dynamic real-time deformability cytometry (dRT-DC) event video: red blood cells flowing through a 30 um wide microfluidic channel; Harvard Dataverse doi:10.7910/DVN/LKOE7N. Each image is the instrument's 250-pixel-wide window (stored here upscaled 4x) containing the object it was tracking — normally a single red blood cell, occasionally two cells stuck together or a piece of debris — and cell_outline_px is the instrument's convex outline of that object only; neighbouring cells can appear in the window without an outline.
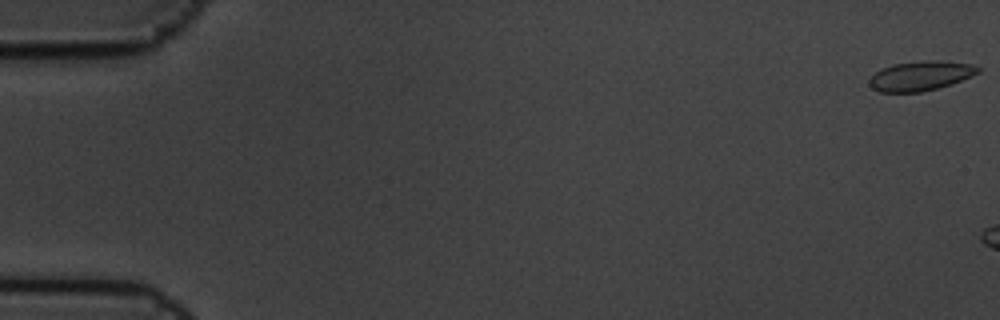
{"species": "common noctule bat (a hibernating species)", "species_latin": "Nyctalus noctula", "temperature_condition": "cold", "stored_images_in_passage": 3, "camera_frame_rate_fps": 3000, "um_per_image_px": 0.085, "animal": {"sex": "male", "body_mass_g": 19.5, "forearm_length_mm": 54.6}, "frame": {"image": 1, "passage_image": 1, "time_ms": 0.0, "image_size_px": [1000, 320], "cell_outline_px": [[980, 72], [952, 84], [920, 92], [880, 92], [872, 88], [868, 84], [868, 80], [876, 72], [892, 64], [924, 60], [940, 60], [972, 64], [980, 68]], "centroid_in_image_um": [78.25, 6.44], "position_along_channel_um": 6.8, "area_um2": 18.73}}